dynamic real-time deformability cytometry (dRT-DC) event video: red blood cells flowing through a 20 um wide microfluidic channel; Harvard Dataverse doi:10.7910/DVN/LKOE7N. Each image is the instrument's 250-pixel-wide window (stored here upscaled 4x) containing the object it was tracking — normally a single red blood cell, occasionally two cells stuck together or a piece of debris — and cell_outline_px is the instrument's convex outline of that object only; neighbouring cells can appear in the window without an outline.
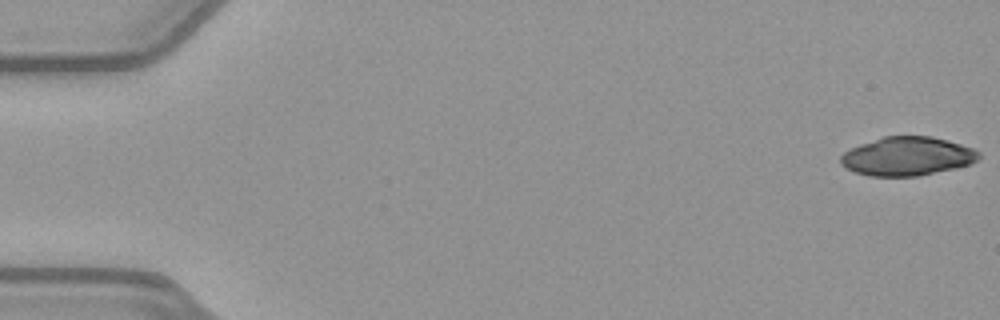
{"species": "common noctule bat (a hibernating species)", "species_latin": "Nyctalus noctula", "temperature_condition": "warm", "stored_images_in_passage": 32, "camera_frame_rate_fps": 3000, "um_per_image_px": 0.085, "animal": {"sex": "female", "body_mass_g": 21.9}, "frame": {"image": 1, "passage_image": 1, "time_ms": 0.0, "image_size_px": [1000, 320], "cell_outline_px": [[980, 156], [972, 164], [956, 168], [916, 176], [868, 176], [856, 172], [840, 164], [840, 156], [844, 152], [860, 144], [884, 136], [932, 136], [948, 140], [972, 148], [980, 152]], "centroid_in_image_um": [77.13, 13.28], "position_along_channel_um": 7.9, "area_um2": 31.1}}